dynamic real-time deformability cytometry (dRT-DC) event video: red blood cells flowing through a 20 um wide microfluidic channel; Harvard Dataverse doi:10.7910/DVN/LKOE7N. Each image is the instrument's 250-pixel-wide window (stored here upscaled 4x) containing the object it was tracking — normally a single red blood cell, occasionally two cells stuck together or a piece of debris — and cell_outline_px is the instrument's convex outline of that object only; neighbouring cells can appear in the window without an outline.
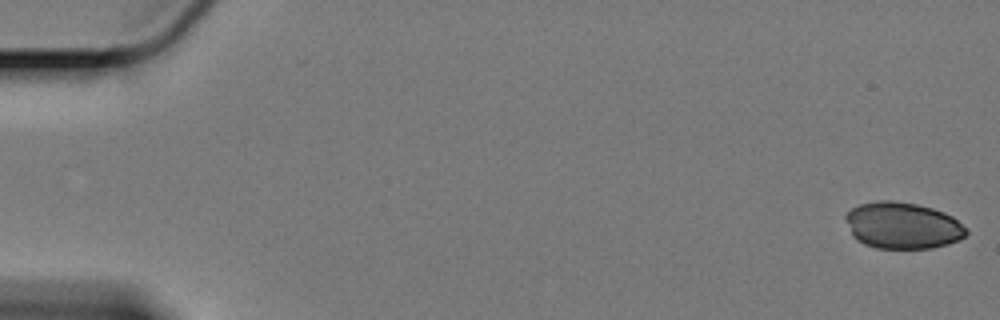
{"species": "Egyptian fruit bat (a non-hibernating species)", "species_latin": "Rousettus aegyptiacus", "temperature_condition": "cold", "stored_images_in_passage": 60, "camera_frame_rate_fps": 3000, "um_per_image_px": 0.085, "animal": {"sex": "female"}, "frame": {"image": 1, "passage_image": 1, "time_ms": 0.0, "image_size_px": [1000, 320], "cell_outline_px": [[968, 232], [960, 240], [948, 244], [932, 248], [876, 248], [864, 244], [856, 240], [852, 236], [844, 216], [852, 208], [860, 204], [876, 200], [892, 200], [916, 204], [932, 208], [944, 212], [952, 216], [968, 228]], "centroid_in_image_um": [76.73, 19.17], "position_along_channel_um": 8.3, "area_um2": 32.95}}
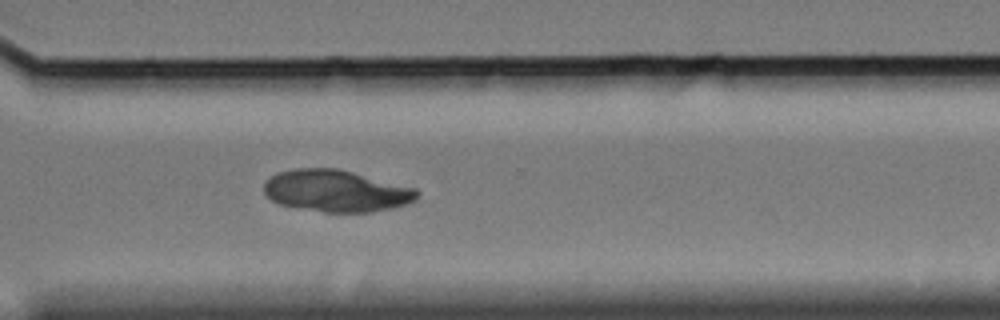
{"frame": {"image": 2, "passage_image": 44, "time_ms": 14.333, "image_size_px": [1000, 320], "cell_outline_px": [[420, 192], [416, 200], [408, 204], [392, 208], [372, 212], [324, 212], [280, 204], [272, 200], [264, 192], [264, 184], [276, 172], [296, 168], [340, 168], [416, 188]], "centroid_in_image_um": [28.62, 16.22], "position_along_channel_um": 342.0, "area_um2": 37.51}}
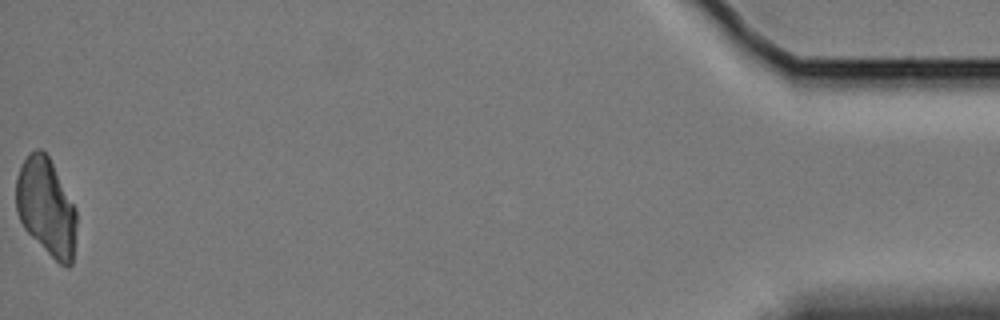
{"frame": {"image": 3, "passage_image": 60, "time_ms": 19.667, "image_size_px": [1000, 320], "cell_outline_px": [[76, 224], [72, 264], [68, 268], [60, 264], [24, 228], [16, 212], [16, 176], [20, 164], [36, 148], [40, 148], [48, 156], [76, 208]], "centroid_in_image_um": [3.92, 17.58], "position_along_channel_um": 431.3, "area_um2": 33.99}}